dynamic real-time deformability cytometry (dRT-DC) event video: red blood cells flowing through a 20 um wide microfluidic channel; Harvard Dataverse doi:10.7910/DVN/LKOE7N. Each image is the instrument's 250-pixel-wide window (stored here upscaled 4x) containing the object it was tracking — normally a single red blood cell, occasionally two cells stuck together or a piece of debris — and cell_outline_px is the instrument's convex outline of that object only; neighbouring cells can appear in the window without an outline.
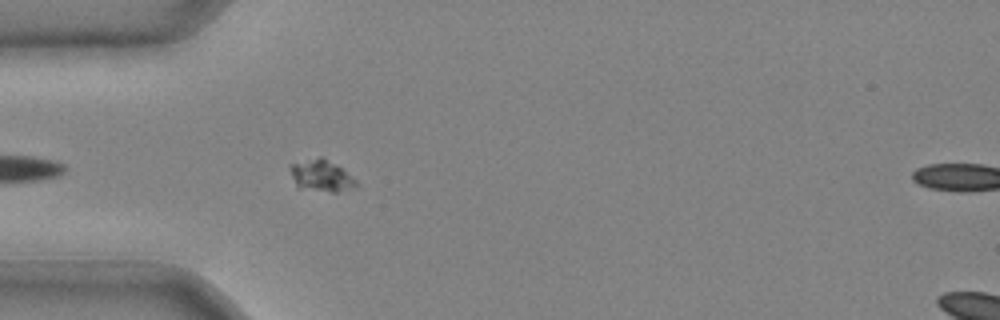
{"species": "common noctule bat (a hibernating species)", "species_latin": "Nyctalus noctula", "temperature_condition": "cold", "stored_images_in_passage": 11, "camera_frame_rate_fps": 3000, "um_per_image_px": 0.085, "animal": {"sex": "male", "body_mass_g": 20.4}, "frame": {"image": 1, "passage_image": 4, "time_ms": 1.0, "image_size_px": [1000, 320], "cell_outline_px": [[360, 184], [356, 188], [336, 192], [332, 192], [300, 188], [296, 184], [292, 176], [288, 164], [320, 156], [324, 156], [356, 180]], "centroid_in_image_um": [27.32, 14.93], "position_along_channel_um": 57.7, "area_um2": 12.2}}